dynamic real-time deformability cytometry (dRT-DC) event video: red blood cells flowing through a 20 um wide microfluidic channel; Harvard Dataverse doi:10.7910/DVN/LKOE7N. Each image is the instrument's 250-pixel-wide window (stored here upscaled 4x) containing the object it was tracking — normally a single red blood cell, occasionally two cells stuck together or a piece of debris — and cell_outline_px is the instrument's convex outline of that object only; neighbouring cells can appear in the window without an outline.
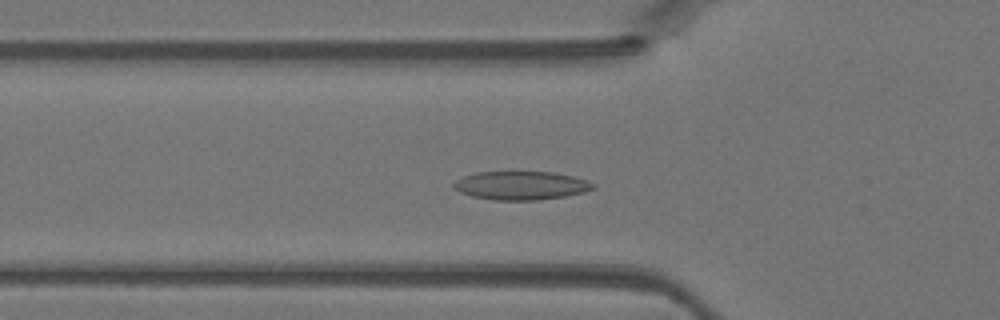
{"species": "Egyptian fruit bat (a non-hibernating species)", "species_latin": "Rousettus aegyptiacus", "temperature_condition": "warm", "stored_images_in_passage": 44, "camera_frame_rate_fps": 3000, "um_per_image_px": 0.085, "animal": {"sex": "female"}, "frame": {"image": 1, "passage_image": 14, "time_ms": 4.333, "image_size_px": [1000, 320], "cell_outline_px": [[596, 188], [584, 192], [564, 196], [536, 200], [492, 200], [472, 196], [460, 192], [452, 188], [452, 184], [456, 180], [464, 176], [476, 172], [552, 172], [572, 176], [588, 180], [596, 184]], "centroid_in_image_um": [44.28, 15.77], "position_along_channel_um": 81.5, "area_um2": 23.24}}
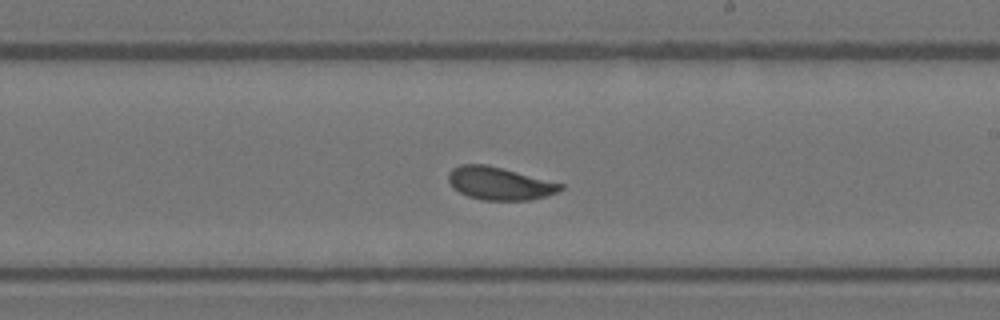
{"frame": {"image": 2, "passage_image": 25, "time_ms": 8.0, "image_size_px": [1000, 320], "cell_outline_px": [[564, 188], [556, 192], [544, 196], [528, 200], [484, 200], [468, 196], [452, 188], [448, 180], [448, 172], [452, 168], [460, 164], [484, 164], [564, 184]], "centroid_in_image_um": [42.41, 15.59], "position_along_channel_um": 246.6, "area_um2": 21.15}}
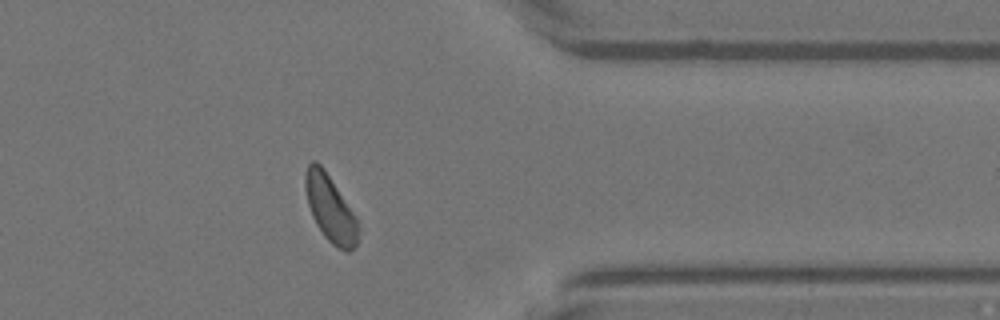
{"frame": {"image": 3, "passage_image": 35, "time_ms": 11.333, "image_size_px": [1000, 320], "cell_outline_px": [[360, 228], [356, 244], [348, 252], [344, 252], [336, 248], [324, 236], [316, 224], [312, 216], [308, 204], [304, 188], [304, 176], [308, 164], [312, 160], [316, 160], [324, 168], [356, 216]], "centroid_in_image_um": [28.07, 17.72], "position_along_channel_um": 383.3, "area_um2": 20.75}}